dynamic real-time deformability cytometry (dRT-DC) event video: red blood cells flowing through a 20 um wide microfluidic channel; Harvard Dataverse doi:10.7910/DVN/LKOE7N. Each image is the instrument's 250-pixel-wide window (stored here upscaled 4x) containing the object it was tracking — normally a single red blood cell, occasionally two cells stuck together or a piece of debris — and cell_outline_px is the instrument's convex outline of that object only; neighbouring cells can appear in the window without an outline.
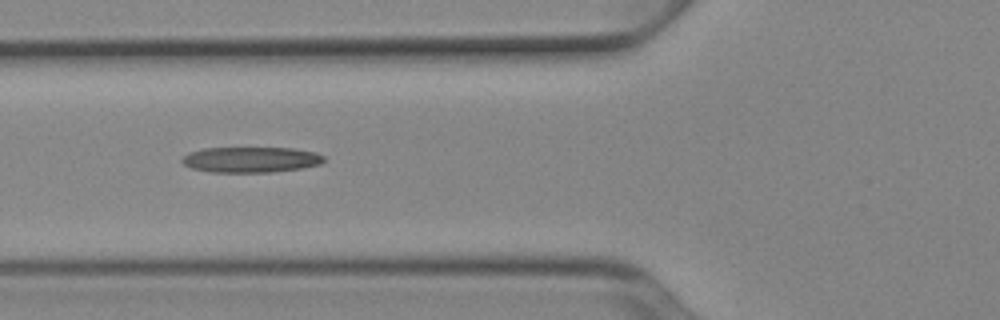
{"species": "Egyptian fruit bat (a non-hibernating species)", "species_latin": "Rousettus aegyptiacus", "temperature_condition": "cold", "stored_images_in_passage": 22, "camera_frame_rate_fps": 3000, "um_per_image_px": 0.085, "animal": {"sex": "female"}, "frame": {"image": 1, "passage_image": 19, "time_ms": 6.0, "image_size_px": [1000, 320], "cell_outline_px": [[324, 160], [320, 164], [300, 168], [272, 172], [208, 172], [192, 168], [184, 164], [180, 160], [188, 152], [204, 148], [292, 148], [316, 152], [324, 156]], "centroid_in_image_um": [21.3, 13.56], "position_along_channel_um": 104.5, "area_um2": 21.15}}
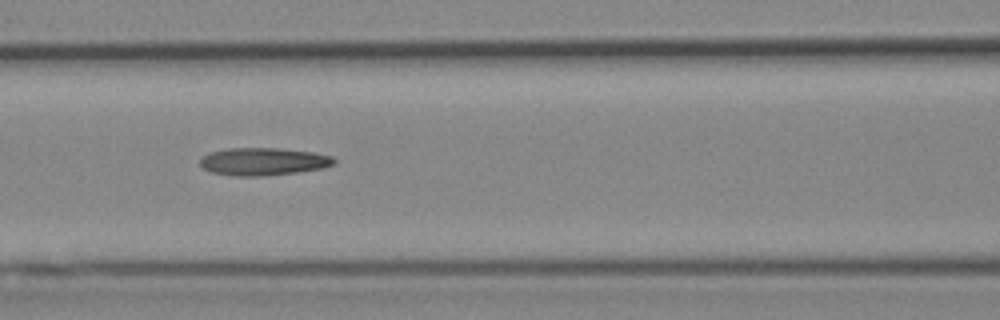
{"frame": {"image": 2, "passage_image": 22, "time_ms": 7.0, "image_size_px": [1000, 320], "cell_outline_px": [[336, 164], [320, 168], [296, 172], [260, 176], [236, 176], [212, 172], [204, 168], [200, 164], [200, 156], [208, 152], [228, 148], [280, 148], [312, 152], [332, 156], [336, 160]], "centroid_in_image_um": [22.35, 13.72], "position_along_channel_um": 144.3, "area_um2": 21.56}}